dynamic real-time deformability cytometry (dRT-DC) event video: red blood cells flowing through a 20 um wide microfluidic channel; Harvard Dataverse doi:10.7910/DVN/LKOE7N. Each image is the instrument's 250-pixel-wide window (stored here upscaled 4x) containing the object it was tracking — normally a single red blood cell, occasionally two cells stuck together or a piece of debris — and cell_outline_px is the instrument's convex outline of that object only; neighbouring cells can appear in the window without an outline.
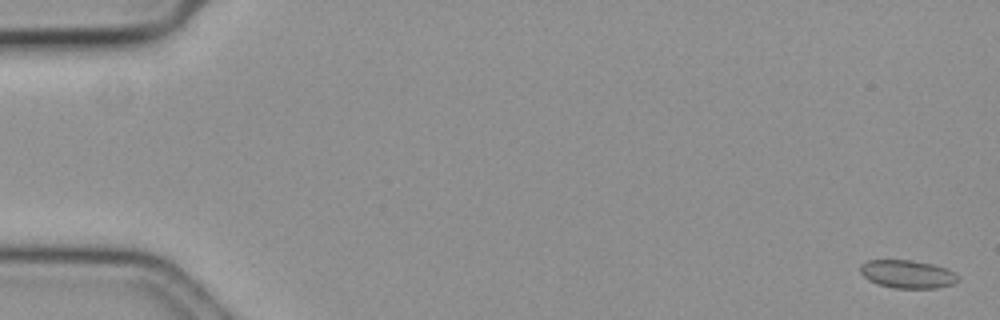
{"species": "common noctule bat (a hibernating species)", "species_latin": "Nyctalus noctula", "temperature_condition": "cold", "stored_images_in_passage": 60, "camera_frame_rate_fps": 3000, "um_per_image_px": 0.085, "animal": {"sex": "female", "body_mass_g": 19.3, "forearm_length_mm": 54.1}, "frame": {"image": 1, "passage_image": 1, "time_ms": 0.0, "image_size_px": [1000, 320], "cell_outline_px": [[960, 280], [952, 284], [936, 288], [896, 288], [876, 284], [868, 280], [860, 272], [860, 264], [868, 260], [912, 260], [932, 264], [948, 268], [956, 272], [960, 276]], "centroid_in_image_um": [77.16, 23.3], "position_along_channel_um": 7.8, "area_um2": 16.24}}
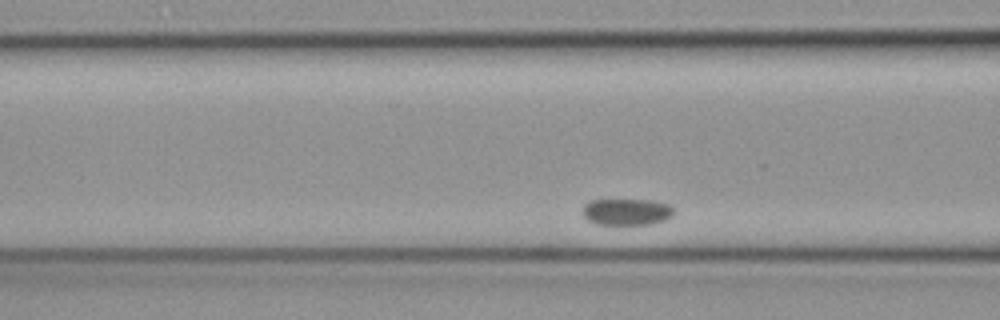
{"frame": {"image": 2, "passage_image": 31, "time_ms": 10.0, "image_size_px": [1000, 320], "cell_outline_px": [[676, 212], [672, 216], [664, 220], [652, 224], [596, 224], [588, 220], [580, 212], [584, 204], [592, 200], [652, 200], [668, 204]], "centroid_in_image_um": [53.25, 18.0], "position_along_channel_um": 113.3, "area_um2": 14.22}}
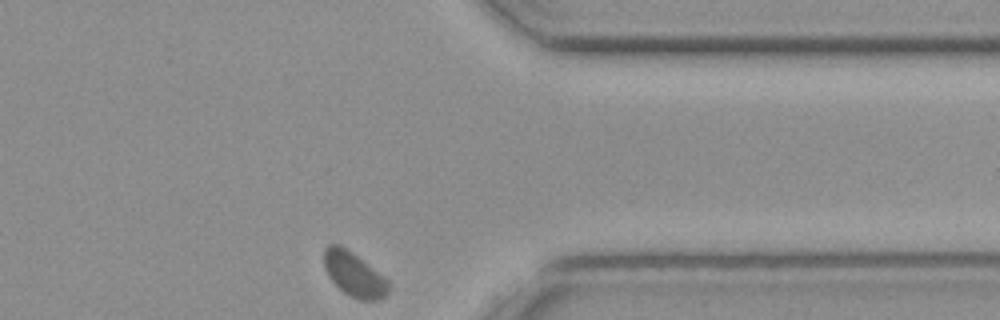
{"frame": {"image": 3, "passage_image": 60, "time_ms": 19.667, "image_size_px": [1000, 320], "cell_outline_px": [[388, 292], [384, 296], [376, 300], [360, 300], [348, 296], [328, 276], [324, 268], [324, 248], [328, 244], [340, 244], [352, 252], [384, 276], [388, 280]], "centroid_in_image_um": [30.07, 23.3], "position_along_channel_um": 381.3, "area_um2": 16.59}}